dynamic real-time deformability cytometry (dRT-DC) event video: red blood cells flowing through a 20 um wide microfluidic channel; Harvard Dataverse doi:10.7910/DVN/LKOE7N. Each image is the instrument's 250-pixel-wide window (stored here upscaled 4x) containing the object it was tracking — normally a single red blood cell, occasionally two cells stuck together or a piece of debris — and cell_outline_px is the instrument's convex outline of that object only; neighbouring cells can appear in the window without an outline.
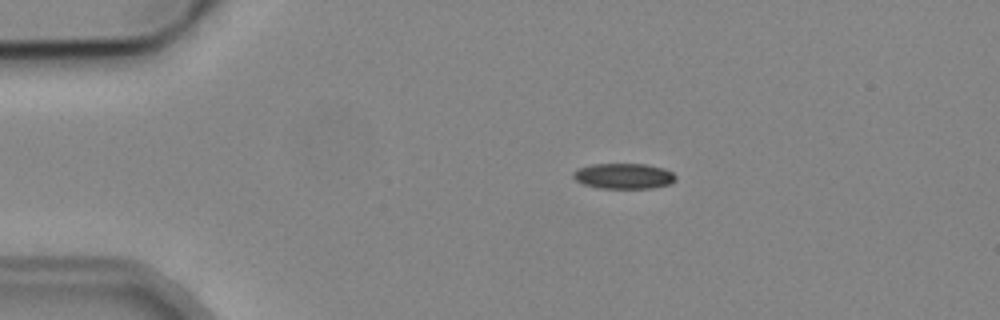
{"species": "common noctule bat (a hibernating species)", "species_latin": "Nyctalus noctula", "temperature_condition": "cold", "stored_images_in_passage": 4, "camera_frame_rate_fps": 3000, "um_per_image_px": 0.085, "animal": {"sex": "male", "body_mass_g": 19.2, "forearm_length_mm": 51.8}, "frame": {"image": 1, "passage_image": 4, "time_ms": 3.667, "image_size_px": [1000, 320], "cell_outline_px": [[676, 180], [668, 184], [652, 188], [596, 188], [580, 184], [572, 176], [572, 172], [580, 168], [592, 164], [644, 164], [664, 168], [672, 172], [676, 176]], "centroid_in_image_um": [52.98, 14.97], "position_along_channel_um": 32.0, "area_um2": 15.32}}